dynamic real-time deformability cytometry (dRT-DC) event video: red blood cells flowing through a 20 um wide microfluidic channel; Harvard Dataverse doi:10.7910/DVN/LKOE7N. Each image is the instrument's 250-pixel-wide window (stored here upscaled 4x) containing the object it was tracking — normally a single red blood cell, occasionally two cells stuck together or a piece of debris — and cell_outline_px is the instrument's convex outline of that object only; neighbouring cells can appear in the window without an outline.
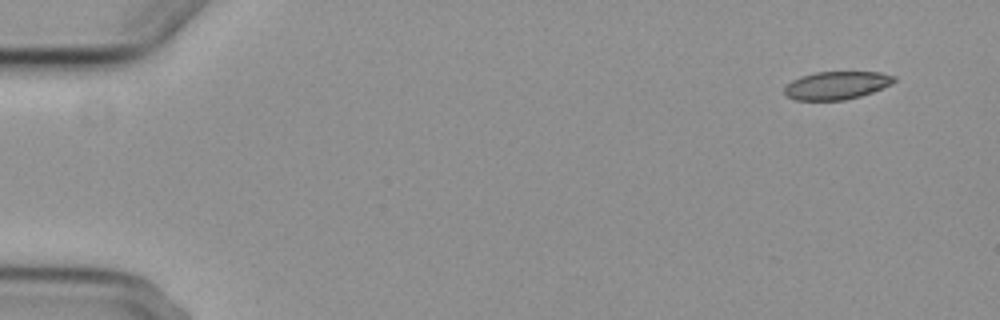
{"species": "common noctule bat (a hibernating species)", "species_latin": "Nyctalus noctula", "temperature_condition": "cold", "stored_images_in_passage": 6, "camera_frame_rate_fps": 3000, "um_per_image_px": 0.085, "animal": {"sex": "female", "body_mass_g": 29.2, "forearm_length_mm": 56.3}, "frame": {"image": 1, "passage_image": 1, "time_ms": 0.0, "image_size_px": [1000, 320], "cell_outline_px": [[896, 80], [892, 84], [872, 92], [860, 96], [844, 100], [796, 100], [788, 96], [784, 92], [784, 88], [792, 80], [800, 76], [816, 72], [880, 72], [896, 76]], "centroid_in_image_um": [71.13, 7.25], "position_along_channel_um": 13.9, "area_um2": 17.86}}
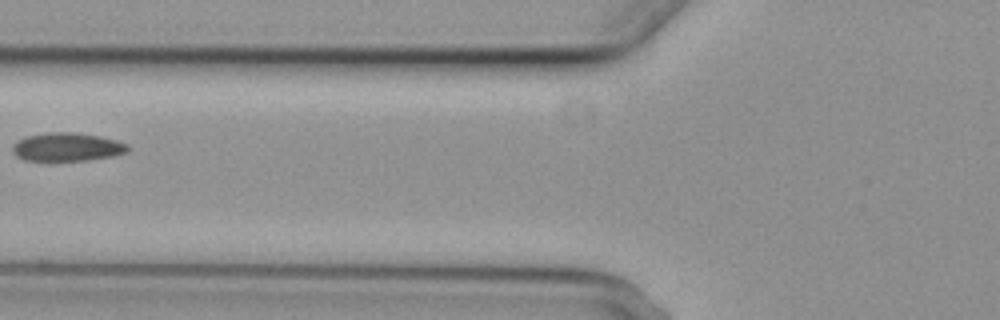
{"frame": {"image": 2, "passage_image": 5, "time_ms": 6.333, "image_size_px": [1000, 320], "cell_outline_px": [[128, 152], [112, 156], [88, 160], [52, 164], [24, 160], [16, 156], [12, 152], [12, 144], [16, 140], [28, 136], [48, 132], [76, 132], [100, 136], [116, 140], [128, 144]], "centroid_in_image_um": [5.64, 12.54], "position_along_channel_um": 120.2, "area_um2": 20.06}}
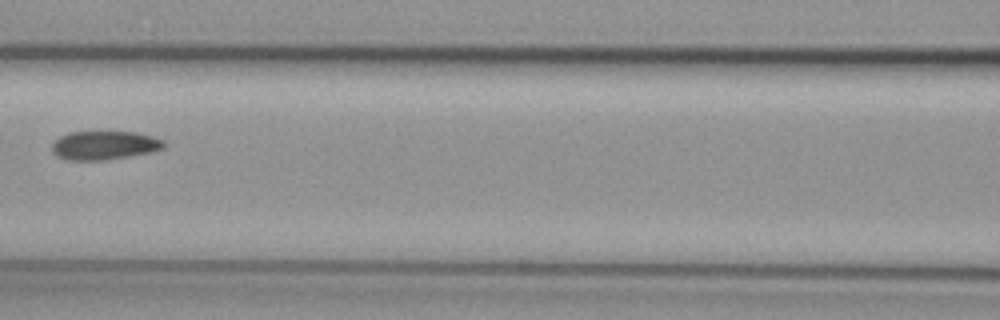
{"frame": {"image": 3, "passage_image": 6, "time_ms": 7.333, "image_size_px": [1000, 320], "cell_outline_px": [[164, 148], [152, 152], [108, 160], [68, 160], [56, 156], [52, 152], [52, 144], [60, 136], [68, 132], [136, 132], [152, 136], [164, 140]], "centroid_in_image_um": [8.87, 12.36], "position_along_channel_um": 157.7, "area_um2": 18.84}}